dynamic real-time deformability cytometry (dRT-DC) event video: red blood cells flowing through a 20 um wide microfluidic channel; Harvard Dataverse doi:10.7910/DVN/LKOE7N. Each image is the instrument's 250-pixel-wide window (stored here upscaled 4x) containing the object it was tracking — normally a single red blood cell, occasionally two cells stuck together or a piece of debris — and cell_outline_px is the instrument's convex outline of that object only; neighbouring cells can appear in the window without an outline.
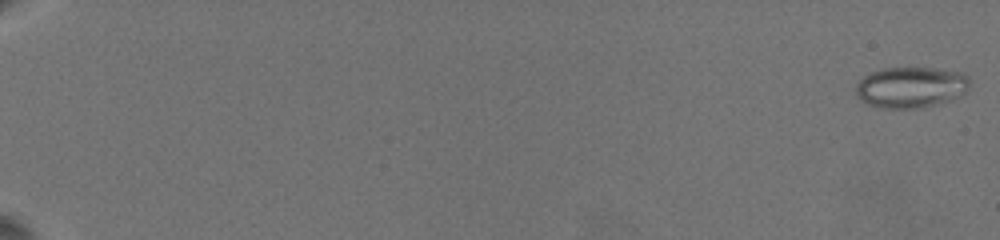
{"species": "common noctule bat (a hibernating species)", "species_latin": "Nyctalus noctula", "temperature_condition": "warm", "stored_images_in_passage": 49, "camera_frame_rate_fps": 3000, "um_per_image_px": 0.085, "animal": {"sex": "female", "body_mass_g": 19.5, "forearm_length_mm": 54.1}, "frame": {"image": 1, "passage_image": 1, "time_ms": 0.0, "image_size_px": [1000, 240], "cell_outline_px": [[968, 88], [960, 96], [952, 100], [940, 104], [920, 108], [880, 108], [868, 104], [860, 100], [856, 92], [856, 84], [864, 76], [872, 72], [884, 68], [936, 68], [964, 72], [968, 76]], "centroid_in_image_um": [77.44, 7.42], "position_along_channel_um": 7.6, "area_um2": 27.4}}
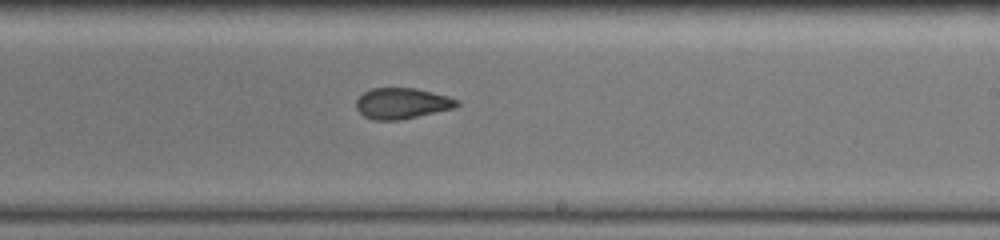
{"frame": {"image": 2, "passage_image": 32, "time_ms": 13.667, "image_size_px": [1000, 240], "cell_outline_px": [[460, 104], [456, 108], [400, 120], [372, 120], [364, 116], [356, 108], [356, 100], [364, 92], [372, 88], [416, 88], [448, 96], [460, 100]], "centroid_in_image_um": [34.19, 8.79], "position_along_channel_um": 254.8, "area_um2": 18.26}}
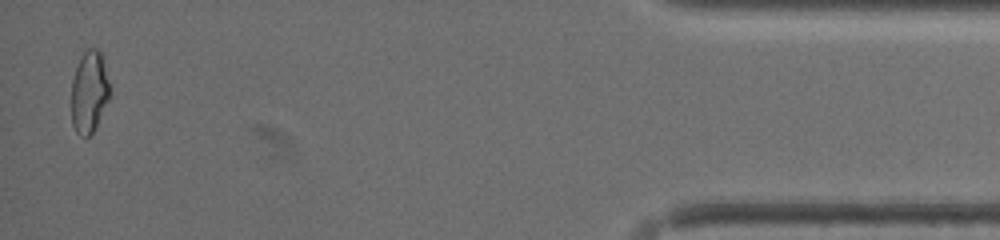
{"frame": {"image": 3, "passage_image": 48, "time_ms": 20.333, "image_size_px": [1000, 240], "cell_outline_px": [[108, 100], [92, 132], [88, 136], [80, 136], [76, 132], [72, 124], [72, 80], [80, 56], [88, 48], [100, 48], [104, 56], [108, 80]], "centroid_in_image_um": [7.58, 7.74], "position_along_channel_um": 427.6, "area_um2": 18.15}, "authors_computed_cell_mechanics": {"area_um2": 19.8254, "velocity_mm_per_s": 3.5977, "shape_relaxation_time_tau1_ms": null, "shape_relaxation_time_tau2_ms": 1.6618, "deformation_change_tau1": null, "deformation_change_tau2": 0.082}}